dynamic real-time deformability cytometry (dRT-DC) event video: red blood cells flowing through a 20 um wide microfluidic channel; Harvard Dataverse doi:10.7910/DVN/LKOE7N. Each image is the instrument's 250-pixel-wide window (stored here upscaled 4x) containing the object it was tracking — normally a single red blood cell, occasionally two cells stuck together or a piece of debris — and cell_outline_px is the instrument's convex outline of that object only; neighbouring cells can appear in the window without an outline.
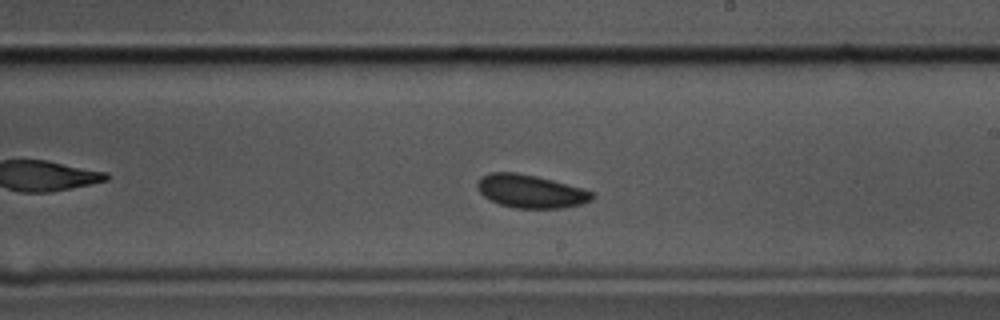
{"species": "common noctule bat (a hibernating species)", "species_latin": "Nyctalus noctula", "temperature_condition": "cold", "stored_images_in_passage": 50, "camera_frame_rate_fps": 3000, "um_per_image_px": 0.085, "animal": {"sex": "male", "body_mass_g": 17.5, "forearm_length_mm": 52.3}, "frame": {"image": 1, "passage_image": 26, "time_ms": 8.333, "image_size_px": [1000, 320], "cell_outline_px": [[596, 196], [592, 200], [580, 204], [564, 208], [516, 208], [500, 204], [484, 196], [476, 188], [476, 184], [480, 176], [492, 172], [516, 172], [536, 176], [584, 188], [596, 192]], "centroid_in_image_um": [45.14, 16.25], "position_along_channel_um": 243.9, "area_um2": 22.37}}
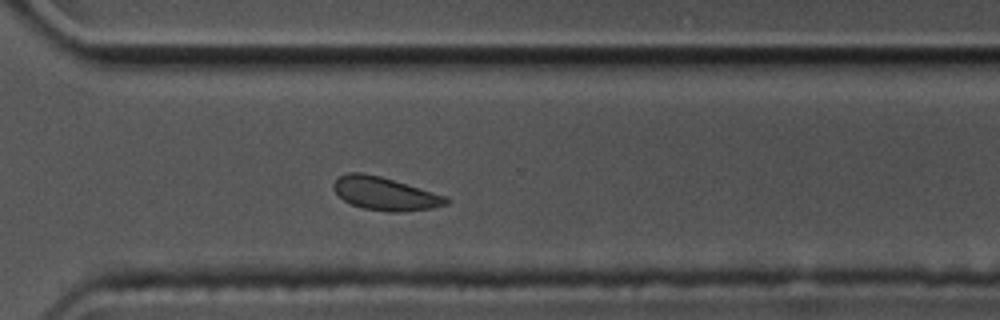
{"frame": {"image": 2, "passage_image": 34, "time_ms": 11.0, "image_size_px": [1000, 320], "cell_outline_px": [[448, 204], [432, 208], [400, 212], [392, 212], [364, 208], [352, 204], [344, 200], [332, 188], [332, 184], [340, 176], [348, 172], [360, 172], [380, 176], [448, 196]], "centroid_in_image_um": [32.74, 16.45], "position_along_channel_um": 337.9, "area_um2": 21.56}}
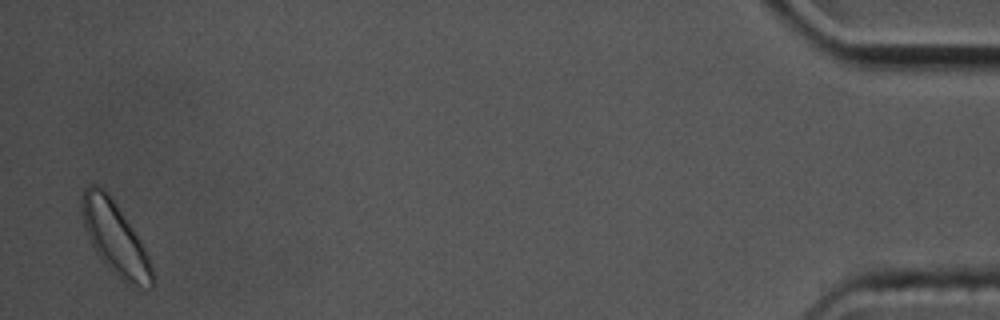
{"frame": {"image": 3, "passage_image": 49, "time_ms": 16.0, "image_size_px": [1000, 320], "cell_outline_px": [[156, 280], [152, 288], [148, 288], [136, 284], [112, 272], [104, 264], [96, 252], [84, 228], [80, 212], [80, 200], [84, 188], [88, 184], [96, 184], [104, 188], [108, 192], [148, 252], [156, 276]], "centroid_in_image_um": [9.77, 20.19], "position_along_channel_um": 425.4, "area_um2": 29.82}, "authors_computed_cell_mechanics": {"area_um2": 22.4553, "velocity_mm_per_s": 3.5185, "shape_relaxation_time_tau1_ms": 2.3933, "shape_relaxation_time_tau2_ms": null, "deformation_change_tau1": 0.0387, "deformation_change_tau2": null}}